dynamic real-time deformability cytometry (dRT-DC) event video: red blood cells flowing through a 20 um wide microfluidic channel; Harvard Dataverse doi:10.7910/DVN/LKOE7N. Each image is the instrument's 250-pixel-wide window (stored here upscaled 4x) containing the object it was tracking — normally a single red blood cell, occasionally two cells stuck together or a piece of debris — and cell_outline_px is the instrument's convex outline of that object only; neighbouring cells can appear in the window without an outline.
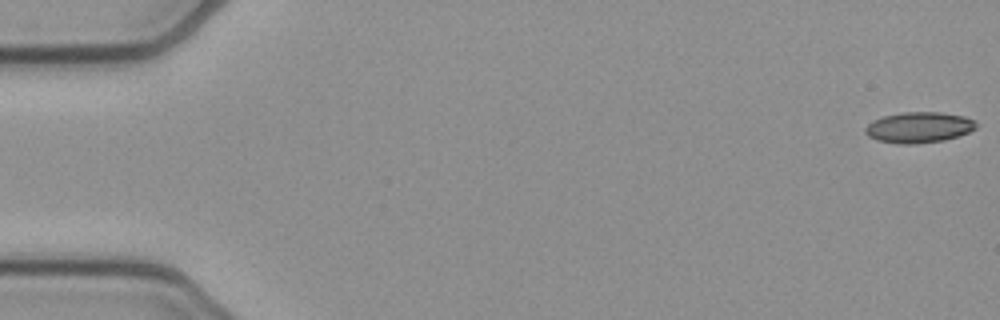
{"species": "common noctule bat (a hibernating species)", "species_latin": "Nyctalus noctula", "temperature_condition": "cold", "stored_images_in_passage": 52, "camera_frame_rate_fps": 3000, "um_per_image_px": 0.085, "animal": {"sex": "female", "body_mass_g": 21.9}, "frame": {"image": 1, "passage_image": 1, "time_ms": 0.0, "image_size_px": [1000, 320], "cell_outline_px": [[976, 128], [960, 136], [944, 140], [916, 144], [896, 144], [876, 140], [868, 136], [864, 132], [864, 128], [872, 120], [884, 116], [904, 112], [940, 112], [964, 116], [976, 120]], "centroid_in_image_um": [78.09, 10.83], "position_along_channel_um": 6.9, "area_um2": 20.11}}
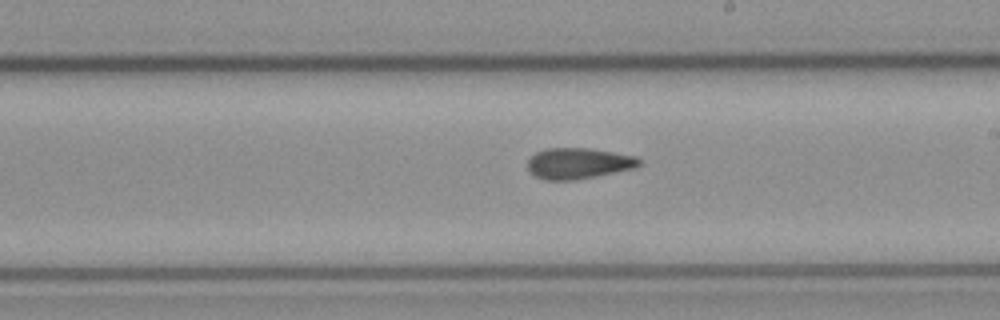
{"frame": {"image": 2, "passage_image": 30, "time_ms": 9.667, "image_size_px": [1000, 320], "cell_outline_px": [[644, 164], [636, 168], [576, 180], [544, 180], [532, 176], [528, 172], [528, 160], [536, 152], [544, 148], [588, 148], [636, 156], [644, 160]], "centroid_in_image_um": [49.18, 13.89], "position_along_channel_um": 239.8, "area_um2": 20.52}}
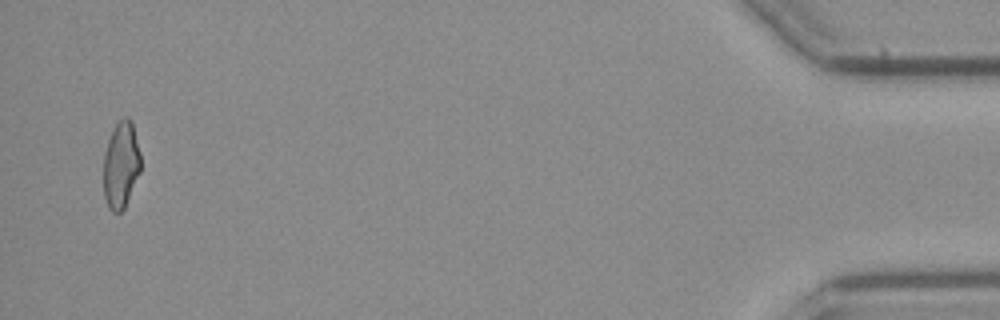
{"frame": {"image": 3, "passage_image": 51, "time_ms": 16.667, "image_size_px": [1000, 320], "cell_outline_px": [[140, 172], [124, 208], [120, 212], [112, 212], [108, 208], [104, 196], [104, 152], [108, 140], [116, 124], [124, 116], [128, 116], [132, 120], [140, 152]], "centroid_in_image_um": [10.28, 14.0], "position_along_channel_um": 424.9, "area_um2": 18.79}, "authors_computed_cell_mechanics": {"area_um2": 20.23, "velocity_mm_per_s": 3.9453, "shape_relaxation_time_tau1_ms": null, "shape_relaxation_time_tau2_ms": 3.6976, "deformation_change_tau1": null, "deformation_change_tau2": 0.113}}